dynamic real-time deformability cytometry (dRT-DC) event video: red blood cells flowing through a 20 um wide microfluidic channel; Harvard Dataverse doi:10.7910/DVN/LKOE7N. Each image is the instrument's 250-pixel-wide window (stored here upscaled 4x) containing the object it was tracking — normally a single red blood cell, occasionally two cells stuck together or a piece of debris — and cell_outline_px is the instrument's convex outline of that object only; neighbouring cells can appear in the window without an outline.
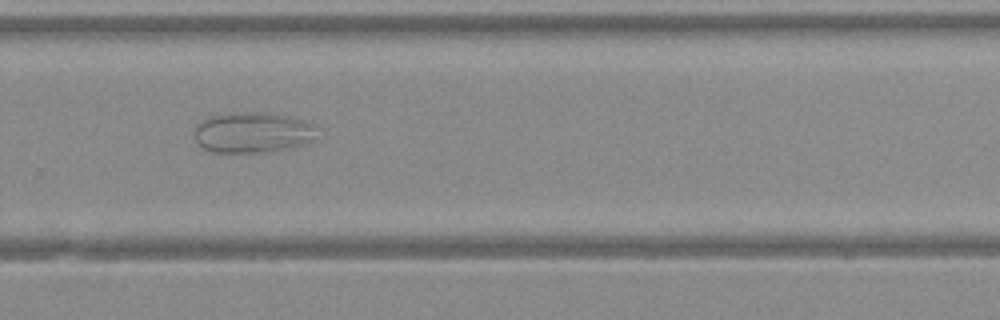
{"species": "Egyptian fruit bat (a non-hibernating species)", "species_latin": "Rousettus aegyptiacus", "temperature_condition": "warm", "stored_images_in_passage": 23, "camera_frame_rate_fps": 3000, "um_per_image_px": 0.085, "animal": {"sex": "female"}, "frame": {"image": 1, "passage_image": 17, "time_ms": 5.333, "image_size_px": [1000, 320], "cell_outline_px": [[316, 124], [308, 144], [292, 148], [260, 152], [212, 152], [204, 148], [196, 140], [192, 132], [196, 124], [200, 120], [212, 116], [244, 112], [268, 112], [292, 116], [308, 120]], "centroid_in_image_um": [21.47, 11.24], "position_along_channel_um": 308.3, "area_um2": 29.25}}